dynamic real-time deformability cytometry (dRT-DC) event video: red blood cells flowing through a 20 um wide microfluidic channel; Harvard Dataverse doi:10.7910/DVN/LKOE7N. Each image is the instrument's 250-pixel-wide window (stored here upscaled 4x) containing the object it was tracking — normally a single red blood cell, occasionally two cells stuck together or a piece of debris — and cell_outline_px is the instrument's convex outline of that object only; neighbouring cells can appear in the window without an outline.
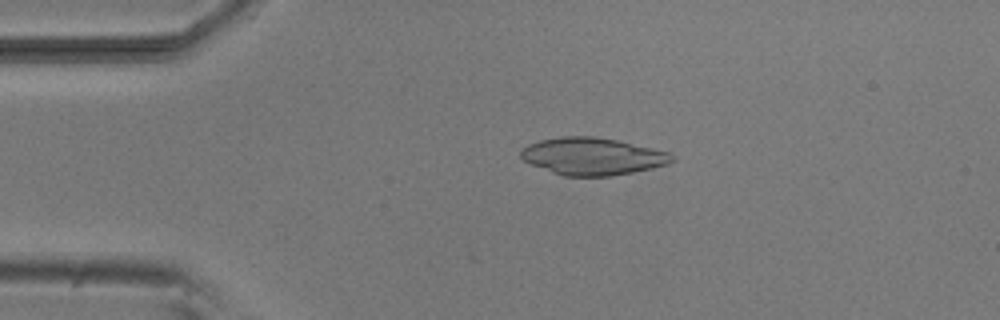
{"species": "common noctule bat (a hibernating species)", "species_latin": "Nyctalus noctula", "temperature_condition": "room temperature", "stored_images_in_passage": 15, "camera_frame_rate_fps": 3000, "um_per_image_px": 0.085, "animal": {"sex": "male", "body_mass_g": 20.5, "forearm_length_mm": 52.5}, "frame": {"image": 1, "passage_image": 10, "time_ms": 3.0, "image_size_px": [1000, 320], "cell_outline_px": [[676, 160], [668, 164], [652, 168], [612, 176], [564, 176], [552, 172], [532, 164], [524, 160], [520, 156], [520, 152], [528, 144], [540, 140], [564, 136], [592, 136], [616, 140], [672, 152], [676, 156]], "centroid_in_image_um": [50.42, 13.29], "position_along_channel_um": 34.6, "area_um2": 32.83}}